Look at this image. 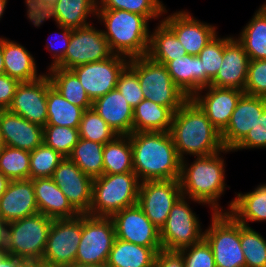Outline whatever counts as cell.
I'll return each mask as SVG.
<instances>
[{
  "mask_svg": "<svg viewBox=\"0 0 266 267\" xmlns=\"http://www.w3.org/2000/svg\"><path fill=\"white\" fill-rule=\"evenodd\" d=\"M169 133L181 161L187 155L207 156L225 149L221 132L192 98L173 113Z\"/></svg>",
  "mask_w": 266,
  "mask_h": 267,
  "instance_id": "6da1fadb",
  "label": "cell"
},
{
  "mask_svg": "<svg viewBox=\"0 0 266 267\" xmlns=\"http://www.w3.org/2000/svg\"><path fill=\"white\" fill-rule=\"evenodd\" d=\"M133 168L140 182L179 179L181 160L167 132L129 134Z\"/></svg>",
  "mask_w": 266,
  "mask_h": 267,
  "instance_id": "7a4b0ae2",
  "label": "cell"
},
{
  "mask_svg": "<svg viewBox=\"0 0 266 267\" xmlns=\"http://www.w3.org/2000/svg\"><path fill=\"white\" fill-rule=\"evenodd\" d=\"M233 152L231 149L207 156H197L189 164L187 158L181 161L180 187L182 195L199 201L212 209V213L226 212L219 206V198L226 190L225 162L221 153ZM221 155V156H220Z\"/></svg>",
  "mask_w": 266,
  "mask_h": 267,
  "instance_id": "3957f363",
  "label": "cell"
},
{
  "mask_svg": "<svg viewBox=\"0 0 266 267\" xmlns=\"http://www.w3.org/2000/svg\"><path fill=\"white\" fill-rule=\"evenodd\" d=\"M96 17L104 23L106 30L102 32L113 54L129 59L148 54L151 29L145 16L126 10L97 9Z\"/></svg>",
  "mask_w": 266,
  "mask_h": 267,
  "instance_id": "277c9868",
  "label": "cell"
},
{
  "mask_svg": "<svg viewBox=\"0 0 266 267\" xmlns=\"http://www.w3.org/2000/svg\"><path fill=\"white\" fill-rule=\"evenodd\" d=\"M140 181L135 172L103 174L92 182V203L88 215L112 217L136 205Z\"/></svg>",
  "mask_w": 266,
  "mask_h": 267,
  "instance_id": "5b68a950",
  "label": "cell"
},
{
  "mask_svg": "<svg viewBox=\"0 0 266 267\" xmlns=\"http://www.w3.org/2000/svg\"><path fill=\"white\" fill-rule=\"evenodd\" d=\"M128 65L137 73L144 98L175 113L189 98L173 82L164 64L148 55L131 58Z\"/></svg>",
  "mask_w": 266,
  "mask_h": 267,
  "instance_id": "8992f818",
  "label": "cell"
},
{
  "mask_svg": "<svg viewBox=\"0 0 266 267\" xmlns=\"http://www.w3.org/2000/svg\"><path fill=\"white\" fill-rule=\"evenodd\" d=\"M52 221V218L37 213L7 223V253L23 260L41 261Z\"/></svg>",
  "mask_w": 266,
  "mask_h": 267,
  "instance_id": "52a82bcc",
  "label": "cell"
},
{
  "mask_svg": "<svg viewBox=\"0 0 266 267\" xmlns=\"http://www.w3.org/2000/svg\"><path fill=\"white\" fill-rule=\"evenodd\" d=\"M204 239L212 249L216 267H245L240 244V222L229 212L212 213Z\"/></svg>",
  "mask_w": 266,
  "mask_h": 267,
  "instance_id": "ba28073f",
  "label": "cell"
},
{
  "mask_svg": "<svg viewBox=\"0 0 266 267\" xmlns=\"http://www.w3.org/2000/svg\"><path fill=\"white\" fill-rule=\"evenodd\" d=\"M190 200L204 206L199 201L183 195L178 198L160 230L162 249L179 251L199 243L204 238L200 219L191 209Z\"/></svg>",
  "mask_w": 266,
  "mask_h": 267,
  "instance_id": "9c48e42d",
  "label": "cell"
},
{
  "mask_svg": "<svg viewBox=\"0 0 266 267\" xmlns=\"http://www.w3.org/2000/svg\"><path fill=\"white\" fill-rule=\"evenodd\" d=\"M82 236V214L53 219L41 261L49 267H66L75 263Z\"/></svg>",
  "mask_w": 266,
  "mask_h": 267,
  "instance_id": "30bf717a",
  "label": "cell"
},
{
  "mask_svg": "<svg viewBox=\"0 0 266 267\" xmlns=\"http://www.w3.org/2000/svg\"><path fill=\"white\" fill-rule=\"evenodd\" d=\"M115 238V226L111 217L82 214V236L75 263L105 264Z\"/></svg>",
  "mask_w": 266,
  "mask_h": 267,
  "instance_id": "8fae6325",
  "label": "cell"
},
{
  "mask_svg": "<svg viewBox=\"0 0 266 267\" xmlns=\"http://www.w3.org/2000/svg\"><path fill=\"white\" fill-rule=\"evenodd\" d=\"M129 60L125 56L112 54L107 59L78 65L71 70L93 102L116 88L118 78Z\"/></svg>",
  "mask_w": 266,
  "mask_h": 267,
  "instance_id": "7c38bea8",
  "label": "cell"
},
{
  "mask_svg": "<svg viewBox=\"0 0 266 267\" xmlns=\"http://www.w3.org/2000/svg\"><path fill=\"white\" fill-rule=\"evenodd\" d=\"M181 195L179 179L144 181L140 183L137 204L146 217L161 230L172 206Z\"/></svg>",
  "mask_w": 266,
  "mask_h": 267,
  "instance_id": "4fadbf2b",
  "label": "cell"
},
{
  "mask_svg": "<svg viewBox=\"0 0 266 267\" xmlns=\"http://www.w3.org/2000/svg\"><path fill=\"white\" fill-rule=\"evenodd\" d=\"M112 54L102 30L92 23L72 30L64 59L57 67L72 69L78 65L107 59Z\"/></svg>",
  "mask_w": 266,
  "mask_h": 267,
  "instance_id": "5bb4252c",
  "label": "cell"
},
{
  "mask_svg": "<svg viewBox=\"0 0 266 267\" xmlns=\"http://www.w3.org/2000/svg\"><path fill=\"white\" fill-rule=\"evenodd\" d=\"M51 86L46 73L37 80L20 82L8 110L44 127L47 122V90Z\"/></svg>",
  "mask_w": 266,
  "mask_h": 267,
  "instance_id": "9a60e30c",
  "label": "cell"
},
{
  "mask_svg": "<svg viewBox=\"0 0 266 267\" xmlns=\"http://www.w3.org/2000/svg\"><path fill=\"white\" fill-rule=\"evenodd\" d=\"M111 218L116 238L145 247H162L160 230L146 217L138 204L120 210Z\"/></svg>",
  "mask_w": 266,
  "mask_h": 267,
  "instance_id": "2e32d148",
  "label": "cell"
},
{
  "mask_svg": "<svg viewBox=\"0 0 266 267\" xmlns=\"http://www.w3.org/2000/svg\"><path fill=\"white\" fill-rule=\"evenodd\" d=\"M52 180L60 187L68 202L79 214H88L92 203L93 179L68 157L57 166Z\"/></svg>",
  "mask_w": 266,
  "mask_h": 267,
  "instance_id": "e0dca14e",
  "label": "cell"
},
{
  "mask_svg": "<svg viewBox=\"0 0 266 267\" xmlns=\"http://www.w3.org/2000/svg\"><path fill=\"white\" fill-rule=\"evenodd\" d=\"M161 21L176 35L189 55H198L218 34L216 26L197 20L188 10L171 13Z\"/></svg>",
  "mask_w": 266,
  "mask_h": 267,
  "instance_id": "ac0fdd59",
  "label": "cell"
},
{
  "mask_svg": "<svg viewBox=\"0 0 266 267\" xmlns=\"http://www.w3.org/2000/svg\"><path fill=\"white\" fill-rule=\"evenodd\" d=\"M244 93L235 88H218L210 85L198 91L192 99L205 112L210 122L222 132L227 127L231 115Z\"/></svg>",
  "mask_w": 266,
  "mask_h": 267,
  "instance_id": "d6986e66",
  "label": "cell"
},
{
  "mask_svg": "<svg viewBox=\"0 0 266 267\" xmlns=\"http://www.w3.org/2000/svg\"><path fill=\"white\" fill-rule=\"evenodd\" d=\"M249 62L250 58L236 37H224L222 64L216 76L211 80V86L244 91Z\"/></svg>",
  "mask_w": 266,
  "mask_h": 267,
  "instance_id": "ffe728a7",
  "label": "cell"
},
{
  "mask_svg": "<svg viewBox=\"0 0 266 267\" xmlns=\"http://www.w3.org/2000/svg\"><path fill=\"white\" fill-rule=\"evenodd\" d=\"M266 108V98L244 93L233 111L227 127L221 132L225 149H233L256 124Z\"/></svg>",
  "mask_w": 266,
  "mask_h": 267,
  "instance_id": "44dd1931",
  "label": "cell"
},
{
  "mask_svg": "<svg viewBox=\"0 0 266 267\" xmlns=\"http://www.w3.org/2000/svg\"><path fill=\"white\" fill-rule=\"evenodd\" d=\"M37 213L32 179L10 181L0 196V219L9 223Z\"/></svg>",
  "mask_w": 266,
  "mask_h": 267,
  "instance_id": "7402d4cb",
  "label": "cell"
},
{
  "mask_svg": "<svg viewBox=\"0 0 266 267\" xmlns=\"http://www.w3.org/2000/svg\"><path fill=\"white\" fill-rule=\"evenodd\" d=\"M0 135L4 145L29 152L43 143V127L8 109L0 110Z\"/></svg>",
  "mask_w": 266,
  "mask_h": 267,
  "instance_id": "603a6c76",
  "label": "cell"
},
{
  "mask_svg": "<svg viewBox=\"0 0 266 267\" xmlns=\"http://www.w3.org/2000/svg\"><path fill=\"white\" fill-rule=\"evenodd\" d=\"M97 5L98 0H58L44 16H37L28 20L38 28L43 22L52 18L56 22L55 24L73 30L93 23L87 19L89 16H96Z\"/></svg>",
  "mask_w": 266,
  "mask_h": 267,
  "instance_id": "cb8c5ba5",
  "label": "cell"
},
{
  "mask_svg": "<svg viewBox=\"0 0 266 267\" xmlns=\"http://www.w3.org/2000/svg\"><path fill=\"white\" fill-rule=\"evenodd\" d=\"M92 108L118 135L133 132V108L117 88L95 99Z\"/></svg>",
  "mask_w": 266,
  "mask_h": 267,
  "instance_id": "d4e9b609",
  "label": "cell"
},
{
  "mask_svg": "<svg viewBox=\"0 0 266 267\" xmlns=\"http://www.w3.org/2000/svg\"><path fill=\"white\" fill-rule=\"evenodd\" d=\"M173 82L192 98L202 88L210 86L211 80L202 71L201 60L198 55L186 54L183 58H176L165 64Z\"/></svg>",
  "mask_w": 266,
  "mask_h": 267,
  "instance_id": "484cf974",
  "label": "cell"
},
{
  "mask_svg": "<svg viewBox=\"0 0 266 267\" xmlns=\"http://www.w3.org/2000/svg\"><path fill=\"white\" fill-rule=\"evenodd\" d=\"M39 213L56 218H72L79 213L51 177L32 179Z\"/></svg>",
  "mask_w": 266,
  "mask_h": 267,
  "instance_id": "4316f807",
  "label": "cell"
},
{
  "mask_svg": "<svg viewBox=\"0 0 266 267\" xmlns=\"http://www.w3.org/2000/svg\"><path fill=\"white\" fill-rule=\"evenodd\" d=\"M2 53L6 75L20 82L34 81L44 75L38 74L33 55L16 41L2 37Z\"/></svg>",
  "mask_w": 266,
  "mask_h": 267,
  "instance_id": "83f0119b",
  "label": "cell"
},
{
  "mask_svg": "<svg viewBox=\"0 0 266 267\" xmlns=\"http://www.w3.org/2000/svg\"><path fill=\"white\" fill-rule=\"evenodd\" d=\"M228 204L229 212L238 222L249 227L248 222L266 221V183L259 184L252 192H239Z\"/></svg>",
  "mask_w": 266,
  "mask_h": 267,
  "instance_id": "f1b7e54d",
  "label": "cell"
},
{
  "mask_svg": "<svg viewBox=\"0 0 266 267\" xmlns=\"http://www.w3.org/2000/svg\"><path fill=\"white\" fill-rule=\"evenodd\" d=\"M162 247H145L115 238L106 265L108 267H154Z\"/></svg>",
  "mask_w": 266,
  "mask_h": 267,
  "instance_id": "f546056e",
  "label": "cell"
},
{
  "mask_svg": "<svg viewBox=\"0 0 266 267\" xmlns=\"http://www.w3.org/2000/svg\"><path fill=\"white\" fill-rule=\"evenodd\" d=\"M173 112L168 108L143 99L133 109V132H167Z\"/></svg>",
  "mask_w": 266,
  "mask_h": 267,
  "instance_id": "4dcf8cb0",
  "label": "cell"
},
{
  "mask_svg": "<svg viewBox=\"0 0 266 267\" xmlns=\"http://www.w3.org/2000/svg\"><path fill=\"white\" fill-rule=\"evenodd\" d=\"M150 35L148 56L155 62L166 64L168 61L183 58L187 54L176 35L159 20Z\"/></svg>",
  "mask_w": 266,
  "mask_h": 267,
  "instance_id": "1f68e13d",
  "label": "cell"
},
{
  "mask_svg": "<svg viewBox=\"0 0 266 267\" xmlns=\"http://www.w3.org/2000/svg\"><path fill=\"white\" fill-rule=\"evenodd\" d=\"M242 29L236 39L243 45L250 60L266 59V11L259 7Z\"/></svg>",
  "mask_w": 266,
  "mask_h": 267,
  "instance_id": "d6a6232c",
  "label": "cell"
},
{
  "mask_svg": "<svg viewBox=\"0 0 266 267\" xmlns=\"http://www.w3.org/2000/svg\"><path fill=\"white\" fill-rule=\"evenodd\" d=\"M47 76L51 85L70 103L84 110L92 108V101L87 96L78 77L71 69L54 67L48 69Z\"/></svg>",
  "mask_w": 266,
  "mask_h": 267,
  "instance_id": "836d02e7",
  "label": "cell"
},
{
  "mask_svg": "<svg viewBox=\"0 0 266 267\" xmlns=\"http://www.w3.org/2000/svg\"><path fill=\"white\" fill-rule=\"evenodd\" d=\"M84 111L67 101L53 86L47 90L46 125L79 128Z\"/></svg>",
  "mask_w": 266,
  "mask_h": 267,
  "instance_id": "e575fe53",
  "label": "cell"
},
{
  "mask_svg": "<svg viewBox=\"0 0 266 267\" xmlns=\"http://www.w3.org/2000/svg\"><path fill=\"white\" fill-rule=\"evenodd\" d=\"M134 172L129 135H118L104 145L103 174Z\"/></svg>",
  "mask_w": 266,
  "mask_h": 267,
  "instance_id": "d590c367",
  "label": "cell"
},
{
  "mask_svg": "<svg viewBox=\"0 0 266 267\" xmlns=\"http://www.w3.org/2000/svg\"><path fill=\"white\" fill-rule=\"evenodd\" d=\"M104 144L79 138L68 158L92 179L103 175Z\"/></svg>",
  "mask_w": 266,
  "mask_h": 267,
  "instance_id": "8d00e7d4",
  "label": "cell"
},
{
  "mask_svg": "<svg viewBox=\"0 0 266 267\" xmlns=\"http://www.w3.org/2000/svg\"><path fill=\"white\" fill-rule=\"evenodd\" d=\"M166 5L160 0H98L97 9L126 10L145 16L149 21L167 14ZM162 16V17H161Z\"/></svg>",
  "mask_w": 266,
  "mask_h": 267,
  "instance_id": "74e56055",
  "label": "cell"
},
{
  "mask_svg": "<svg viewBox=\"0 0 266 267\" xmlns=\"http://www.w3.org/2000/svg\"><path fill=\"white\" fill-rule=\"evenodd\" d=\"M0 171L10 181L29 179L30 152L5 145L0 153Z\"/></svg>",
  "mask_w": 266,
  "mask_h": 267,
  "instance_id": "f35d334b",
  "label": "cell"
},
{
  "mask_svg": "<svg viewBox=\"0 0 266 267\" xmlns=\"http://www.w3.org/2000/svg\"><path fill=\"white\" fill-rule=\"evenodd\" d=\"M240 244L245 267H266V239L259 232L240 223Z\"/></svg>",
  "mask_w": 266,
  "mask_h": 267,
  "instance_id": "ab89813d",
  "label": "cell"
},
{
  "mask_svg": "<svg viewBox=\"0 0 266 267\" xmlns=\"http://www.w3.org/2000/svg\"><path fill=\"white\" fill-rule=\"evenodd\" d=\"M118 134L91 108L85 110L80 121L79 138L106 144Z\"/></svg>",
  "mask_w": 266,
  "mask_h": 267,
  "instance_id": "60d3db41",
  "label": "cell"
},
{
  "mask_svg": "<svg viewBox=\"0 0 266 267\" xmlns=\"http://www.w3.org/2000/svg\"><path fill=\"white\" fill-rule=\"evenodd\" d=\"M64 158L43 142L30 152L29 179L52 177L53 172Z\"/></svg>",
  "mask_w": 266,
  "mask_h": 267,
  "instance_id": "b9f144b4",
  "label": "cell"
},
{
  "mask_svg": "<svg viewBox=\"0 0 266 267\" xmlns=\"http://www.w3.org/2000/svg\"><path fill=\"white\" fill-rule=\"evenodd\" d=\"M78 140L79 128L57 125H45L43 127V142L64 157L71 154Z\"/></svg>",
  "mask_w": 266,
  "mask_h": 267,
  "instance_id": "7bdbcfd3",
  "label": "cell"
},
{
  "mask_svg": "<svg viewBox=\"0 0 266 267\" xmlns=\"http://www.w3.org/2000/svg\"><path fill=\"white\" fill-rule=\"evenodd\" d=\"M224 54V38L216 35L200 51L198 57L201 60L202 71L212 80L218 73Z\"/></svg>",
  "mask_w": 266,
  "mask_h": 267,
  "instance_id": "ee69618b",
  "label": "cell"
},
{
  "mask_svg": "<svg viewBox=\"0 0 266 267\" xmlns=\"http://www.w3.org/2000/svg\"><path fill=\"white\" fill-rule=\"evenodd\" d=\"M116 88L133 109L144 99L137 73L129 65L121 72Z\"/></svg>",
  "mask_w": 266,
  "mask_h": 267,
  "instance_id": "f6af8a7d",
  "label": "cell"
},
{
  "mask_svg": "<svg viewBox=\"0 0 266 267\" xmlns=\"http://www.w3.org/2000/svg\"><path fill=\"white\" fill-rule=\"evenodd\" d=\"M185 267H216L210 245L203 238L199 243L179 250Z\"/></svg>",
  "mask_w": 266,
  "mask_h": 267,
  "instance_id": "bcb514c9",
  "label": "cell"
},
{
  "mask_svg": "<svg viewBox=\"0 0 266 267\" xmlns=\"http://www.w3.org/2000/svg\"><path fill=\"white\" fill-rule=\"evenodd\" d=\"M244 92L266 98V59L250 60Z\"/></svg>",
  "mask_w": 266,
  "mask_h": 267,
  "instance_id": "7dc6e473",
  "label": "cell"
},
{
  "mask_svg": "<svg viewBox=\"0 0 266 267\" xmlns=\"http://www.w3.org/2000/svg\"><path fill=\"white\" fill-rule=\"evenodd\" d=\"M266 148V108L257 120L254 127L246 136L232 149L238 151L243 149Z\"/></svg>",
  "mask_w": 266,
  "mask_h": 267,
  "instance_id": "c3c4849f",
  "label": "cell"
},
{
  "mask_svg": "<svg viewBox=\"0 0 266 267\" xmlns=\"http://www.w3.org/2000/svg\"><path fill=\"white\" fill-rule=\"evenodd\" d=\"M57 26L59 29H61V33H59V35H58V37H59L58 39H60V40L58 41V39H56L57 41L56 40L50 41V39H47L46 48L48 49L49 53L52 54L51 55L52 56V62H51V65L49 66L48 69L57 67L63 61L65 53H66L67 48H68L69 43H70V37H71L72 29L66 28V27L59 25V24H57ZM61 41H62L61 45L58 44L60 46L56 47V45H57L56 43H59Z\"/></svg>",
  "mask_w": 266,
  "mask_h": 267,
  "instance_id": "681fc988",
  "label": "cell"
},
{
  "mask_svg": "<svg viewBox=\"0 0 266 267\" xmlns=\"http://www.w3.org/2000/svg\"><path fill=\"white\" fill-rule=\"evenodd\" d=\"M20 81L6 74L0 75V110H6L12 103Z\"/></svg>",
  "mask_w": 266,
  "mask_h": 267,
  "instance_id": "f907efd6",
  "label": "cell"
},
{
  "mask_svg": "<svg viewBox=\"0 0 266 267\" xmlns=\"http://www.w3.org/2000/svg\"><path fill=\"white\" fill-rule=\"evenodd\" d=\"M154 267H185L184 259L178 250L161 249L156 254Z\"/></svg>",
  "mask_w": 266,
  "mask_h": 267,
  "instance_id": "816d5d0a",
  "label": "cell"
},
{
  "mask_svg": "<svg viewBox=\"0 0 266 267\" xmlns=\"http://www.w3.org/2000/svg\"><path fill=\"white\" fill-rule=\"evenodd\" d=\"M58 0H25L27 19L44 16Z\"/></svg>",
  "mask_w": 266,
  "mask_h": 267,
  "instance_id": "f5cc1de1",
  "label": "cell"
},
{
  "mask_svg": "<svg viewBox=\"0 0 266 267\" xmlns=\"http://www.w3.org/2000/svg\"><path fill=\"white\" fill-rule=\"evenodd\" d=\"M22 261L23 259L7 253L0 261V267H18Z\"/></svg>",
  "mask_w": 266,
  "mask_h": 267,
  "instance_id": "db71d44e",
  "label": "cell"
},
{
  "mask_svg": "<svg viewBox=\"0 0 266 267\" xmlns=\"http://www.w3.org/2000/svg\"><path fill=\"white\" fill-rule=\"evenodd\" d=\"M7 223L0 219V248H5Z\"/></svg>",
  "mask_w": 266,
  "mask_h": 267,
  "instance_id": "11a10c76",
  "label": "cell"
},
{
  "mask_svg": "<svg viewBox=\"0 0 266 267\" xmlns=\"http://www.w3.org/2000/svg\"><path fill=\"white\" fill-rule=\"evenodd\" d=\"M18 267H43V262L38 260H23Z\"/></svg>",
  "mask_w": 266,
  "mask_h": 267,
  "instance_id": "9f6ffc18",
  "label": "cell"
},
{
  "mask_svg": "<svg viewBox=\"0 0 266 267\" xmlns=\"http://www.w3.org/2000/svg\"><path fill=\"white\" fill-rule=\"evenodd\" d=\"M10 180L0 171V196L6 191Z\"/></svg>",
  "mask_w": 266,
  "mask_h": 267,
  "instance_id": "6f0895ef",
  "label": "cell"
},
{
  "mask_svg": "<svg viewBox=\"0 0 266 267\" xmlns=\"http://www.w3.org/2000/svg\"><path fill=\"white\" fill-rule=\"evenodd\" d=\"M5 74L4 70V57L2 53V37H0V75Z\"/></svg>",
  "mask_w": 266,
  "mask_h": 267,
  "instance_id": "680465c9",
  "label": "cell"
},
{
  "mask_svg": "<svg viewBox=\"0 0 266 267\" xmlns=\"http://www.w3.org/2000/svg\"><path fill=\"white\" fill-rule=\"evenodd\" d=\"M66 267H108L105 264H96V265H83V264H77V263H73V264H70L69 266H66Z\"/></svg>",
  "mask_w": 266,
  "mask_h": 267,
  "instance_id": "91938a15",
  "label": "cell"
},
{
  "mask_svg": "<svg viewBox=\"0 0 266 267\" xmlns=\"http://www.w3.org/2000/svg\"><path fill=\"white\" fill-rule=\"evenodd\" d=\"M7 3H8V0H0V20L3 17Z\"/></svg>",
  "mask_w": 266,
  "mask_h": 267,
  "instance_id": "94428289",
  "label": "cell"
},
{
  "mask_svg": "<svg viewBox=\"0 0 266 267\" xmlns=\"http://www.w3.org/2000/svg\"><path fill=\"white\" fill-rule=\"evenodd\" d=\"M7 254V251L5 248H0V261L2 258Z\"/></svg>",
  "mask_w": 266,
  "mask_h": 267,
  "instance_id": "6125c7cd",
  "label": "cell"
},
{
  "mask_svg": "<svg viewBox=\"0 0 266 267\" xmlns=\"http://www.w3.org/2000/svg\"><path fill=\"white\" fill-rule=\"evenodd\" d=\"M4 142H3V139L1 138V135H0V153L1 151L3 150V147H4Z\"/></svg>",
  "mask_w": 266,
  "mask_h": 267,
  "instance_id": "be15d7a7",
  "label": "cell"
},
{
  "mask_svg": "<svg viewBox=\"0 0 266 267\" xmlns=\"http://www.w3.org/2000/svg\"><path fill=\"white\" fill-rule=\"evenodd\" d=\"M264 11H266V2L260 6Z\"/></svg>",
  "mask_w": 266,
  "mask_h": 267,
  "instance_id": "e7e4bbea",
  "label": "cell"
}]
</instances>
